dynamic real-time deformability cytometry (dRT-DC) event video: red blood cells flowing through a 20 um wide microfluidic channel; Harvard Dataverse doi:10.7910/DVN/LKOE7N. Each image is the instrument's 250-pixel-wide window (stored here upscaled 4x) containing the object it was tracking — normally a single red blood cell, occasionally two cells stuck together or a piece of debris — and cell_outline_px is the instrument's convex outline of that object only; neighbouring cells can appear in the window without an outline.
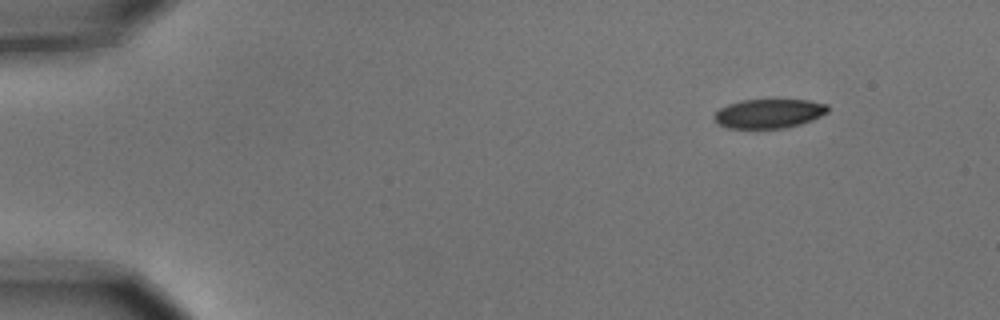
{"species": "common noctule bat (a hibernating species)", "species_latin": "Nyctalus noctula", "temperature_condition": "cold", "stored_images_in_passage": 4, "camera_frame_rate_fps": 3000, "um_per_image_px": 0.085, "animal": {"sex": "male", "body_mass_g": 15.6}, "frame": {"image": 1, "passage_image": 1, "time_ms": 0.0, "image_size_px": [1000, 320], "cell_outline_px": [[828, 112], [812, 120], [800, 124], [784, 128], [728, 128], [720, 124], [712, 116], [720, 108], [728, 104], [740, 100], [808, 100], [828, 104]], "centroid_in_image_um": [65.37, 9.64], "position_along_channel_um": 19.6, "area_um2": 19.25}}